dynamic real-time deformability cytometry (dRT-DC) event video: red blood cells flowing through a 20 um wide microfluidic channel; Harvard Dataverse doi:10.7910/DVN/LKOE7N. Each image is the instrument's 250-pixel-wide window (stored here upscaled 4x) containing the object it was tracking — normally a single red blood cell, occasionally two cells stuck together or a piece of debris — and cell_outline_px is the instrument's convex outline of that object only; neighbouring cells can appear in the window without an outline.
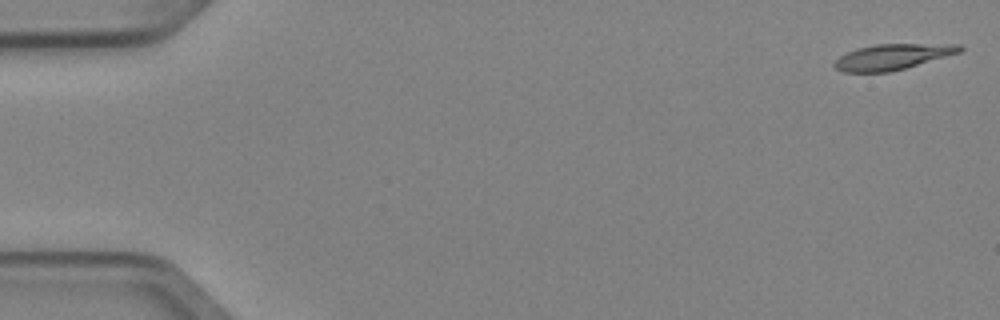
{"species": "Egyptian fruit bat (a non-hibernating species)", "species_latin": "Rousettus aegyptiacus", "temperature_condition": "cold", "stored_images_in_passage": 8, "camera_frame_rate_fps": 3000, "um_per_image_px": 0.085, "animal": {"sex": "female"}, "frame": {"image": 1, "passage_image": 1, "time_ms": 0.0, "image_size_px": [1000, 320], "cell_outline_px": [[964, 48], [960, 52], [904, 68], [888, 72], [844, 72], [836, 68], [832, 64], [840, 56], [856, 48], [876, 44], [960, 44]], "centroid_in_image_um": [75.84, 4.82], "position_along_channel_um": 9.2, "area_um2": 18.5}}
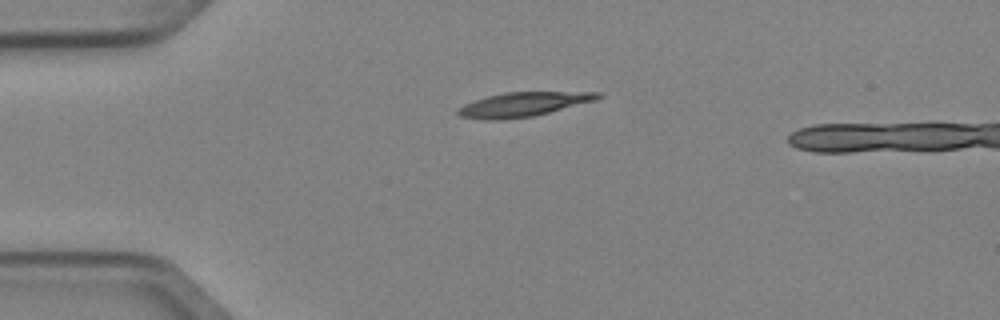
{"frame": {"image": 2, "passage_image": 4, "time_ms": 1.0, "image_size_px": [1000, 320], "cell_outline_px": [[604, 96], [596, 100], [532, 116], [504, 120], [484, 120], [460, 116], [456, 112], [456, 108], [464, 104], [488, 96], [504, 92], [600, 92]], "centroid_in_image_um": [44.44, 8.87], "position_along_channel_um": 40.6, "area_um2": 19.71}}
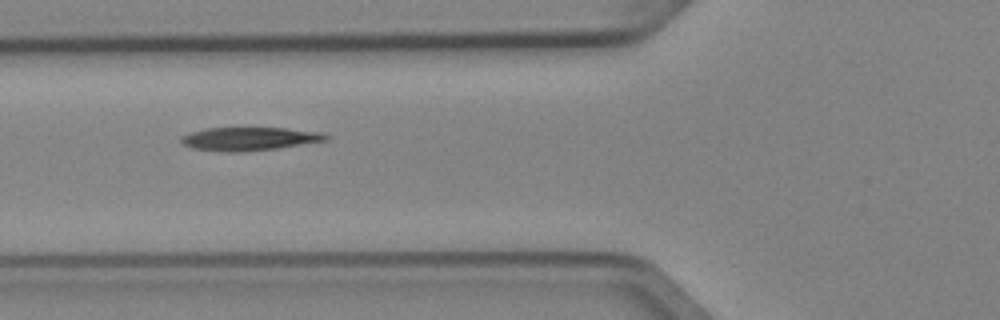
{"frame": {"image": 3, "passage_image": 6, "time_ms": 1.667, "image_size_px": [1000, 320], "cell_outline_px": [[328, 140], [276, 148], [240, 152], [232, 152], [192, 148], [184, 144], [180, 140], [180, 136], [204, 128], [288, 128], [320, 132], [328, 136]], "centroid_in_image_um": [21.18, 11.79], "position_along_channel_um": 104.6, "area_um2": 19.42}}